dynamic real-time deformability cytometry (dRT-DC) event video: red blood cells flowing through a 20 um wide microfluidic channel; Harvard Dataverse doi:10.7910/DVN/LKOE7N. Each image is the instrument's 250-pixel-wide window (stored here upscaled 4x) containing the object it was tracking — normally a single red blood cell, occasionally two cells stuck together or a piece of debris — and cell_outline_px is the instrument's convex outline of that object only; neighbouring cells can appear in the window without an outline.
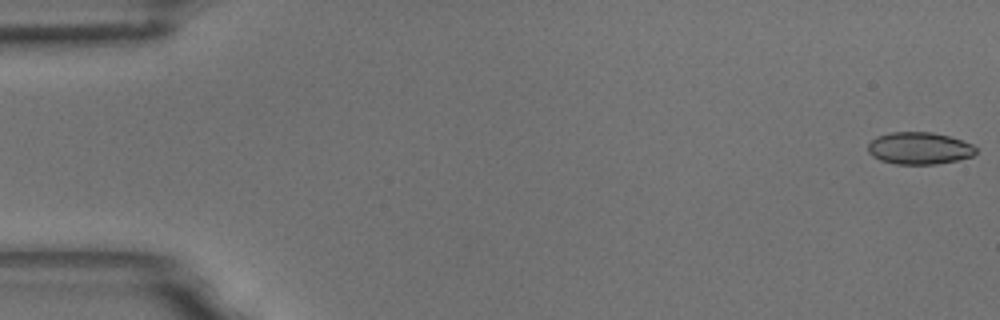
{"species": "common noctule bat (a hibernating species)", "species_latin": "Nyctalus noctula", "temperature_condition": "room temperature", "stored_images_in_passage": 56, "camera_frame_rate_fps": 3000, "um_per_image_px": 0.085, "animal": {"sex": "male", "body_mass_g": 18.8}, "frame": {"image": 1, "passage_image": 1, "time_ms": 0.0, "image_size_px": [1000, 320], "cell_outline_px": [[976, 152], [972, 156], [956, 160], [936, 164], [896, 164], [880, 160], [872, 156], [868, 152], [868, 144], [876, 136], [892, 132], [932, 132], [948, 136], [972, 144], [976, 148]], "centroid_in_image_um": [78.11, 12.6], "position_along_channel_um": 6.9, "area_um2": 20.11}}
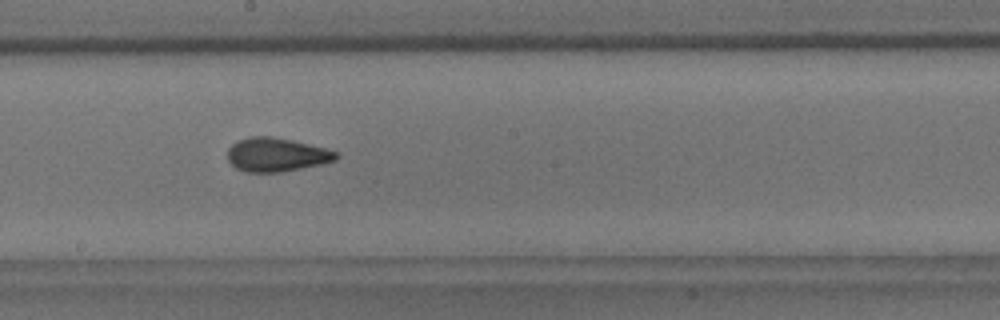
{"frame": {"image": 2, "passage_image": 31, "time_ms": 10.0, "image_size_px": [1000, 320], "cell_outline_px": [[340, 156], [336, 160], [324, 164], [280, 172], [244, 172], [236, 168], [228, 160], [228, 148], [232, 144], [248, 136], [272, 136], [292, 140], [340, 152]], "centroid_in_image_um": [23.53, 13.15], "position_along_channel_um": 224.7, "area_um2": 21.5}}
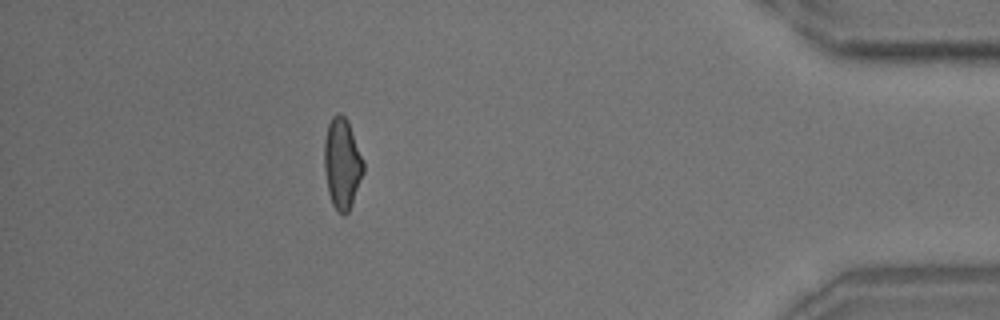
{"frame": {"image": 3, "passage_image": 50, "time_ms": 16.333, "image_size_px": [1000, 320], "cell_outline_px": [[364, 172], [352, 204], [348, 212], [344, 216], [332, 204], [328, 192], [324, 172], [324, 140], [328, 124], [332, 116], [336, 112], [340, 112], [348, 120], [364, 160]], "centroid_in_image_um": [29.08, 13.86], "position_along_channel_um": 406.1, "area_um2": 20.98}, "authors_computed_cell_mechanics": {"area_um2": 20.8947, "velocity_mm_per_s": 3.6343, "shape_relaxation_time_tau1_ms": null, "shape_relaxation_time_tau2_ms": 1.8659, "deformation_change_tau1": null, "deformation_change_tau2": 0.0769}}